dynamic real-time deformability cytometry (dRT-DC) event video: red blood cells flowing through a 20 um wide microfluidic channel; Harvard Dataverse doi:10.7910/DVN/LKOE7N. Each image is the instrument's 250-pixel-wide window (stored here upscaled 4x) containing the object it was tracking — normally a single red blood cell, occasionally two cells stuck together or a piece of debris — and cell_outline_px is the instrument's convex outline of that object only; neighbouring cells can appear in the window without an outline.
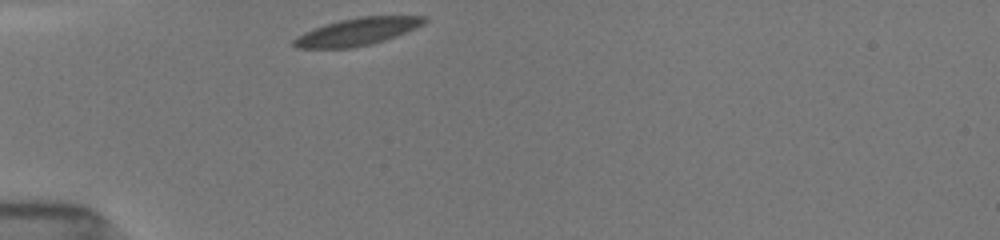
{"species": "common noctule bat (a hibernating species)", "species_latin": "Nyctalus noctula", "temperature_condition": "room temperature", "stored_images_in_passage": 14, "camera_frame_rate_fps": 3000, "um_per_image_px": 0.085, "animal": {"sex": "female", "body_mass_g": 19.5, "forearm_length_mm": 54.1}, "frame": {"image": 1, "passage_image": 1, "time_ms": 0.0, "image_size_px": [1000, 240], "cell_outline_px": [[428, 20], [424, 24], [384, 40], [368, 44], [348, 48], [296, 48], [292, 44], [292, 40], [304, 32], [340, 20], [360, 16], [424, 16]], "centroid_in_image_um": [30.35, 2.69], "position_along_channel_um": 54.7, "area_um2": 20.35}}
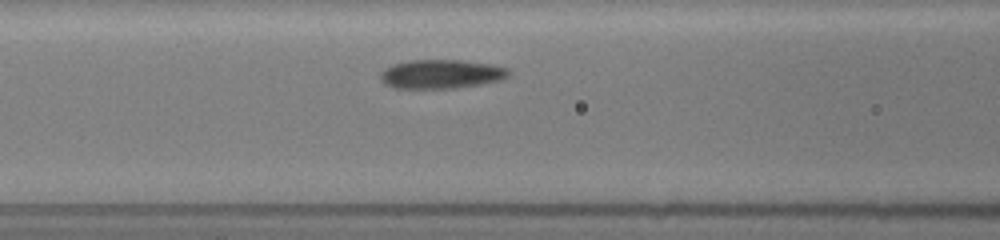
{"frame": {"image": 2, "passage_image": 8, "time_ms": 2.333, "image_size_px": [1000, 240], "cell_outline_px": [[512, 72], [508, 76], [500, 80], [480, 84], [456, 88], [396, 88], [384, 84], [380, 80], [380, 72], [384, 68], [392, 64], [408, 60], [464, 60], [492, 64], [508, 68]], "centroid_in_image_um": [37.49, 6.28], "position_along_channel_um": 129.1, "area_um2": 21.91}}
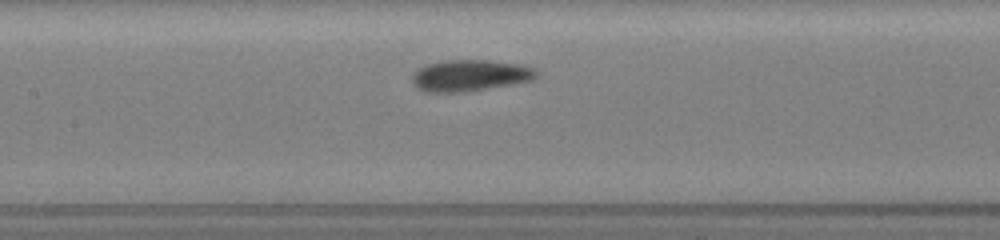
{"frame": {"image": 3, "passage_image": 11, "time_ms": 3.333, "image_size_px": [1000, 240], "cell_outline_px": [[536, 76], [532, 80], [468, 92], [424, 92], [416, 88], [412, 80], [412, 76], [420, 68], [428, 64], [444, 60], [488, 60], [520, 64], [536, 68]], "centroid_in_image_um": [39.94, 6.42], "position_along_channel_um": 167.5, "area_um2": 22.72}}